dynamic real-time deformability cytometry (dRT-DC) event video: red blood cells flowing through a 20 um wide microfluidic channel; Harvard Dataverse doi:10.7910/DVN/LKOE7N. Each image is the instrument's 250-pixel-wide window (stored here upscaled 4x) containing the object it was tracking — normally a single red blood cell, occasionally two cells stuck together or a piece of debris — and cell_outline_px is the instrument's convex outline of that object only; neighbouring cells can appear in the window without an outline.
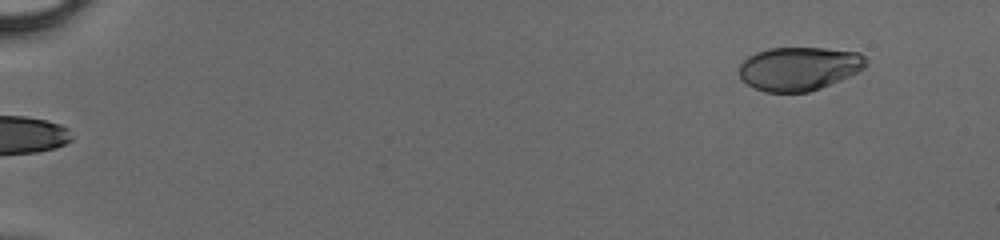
{"species": "human", "species_latin": "Homo sapiens", "temperature_condition": "cold", "stored_images_in_passage": 46, "camera_frame_rate_fps": 3000, "um_per_image_px": 0.085, "donor": {"sex": "male"}, "frame": {"image": 1, "passage_image": 1, "time_ms": 0.0, "image_size_px": [1000, 240], "cell_outline_px": [[868, 64], [864, 68], [840, 80], [820, 88], [808, 92], [764, 92], [748, 84], [740, 76], [740, 64], [748, 56], [756, 52], [768, 48], [824, 48], [860, 52], [868, 60]], "centroid_in_image_um": [67.94, 5.82], "position_along_channel_um": 17.1, "area_um2": 32.14}}
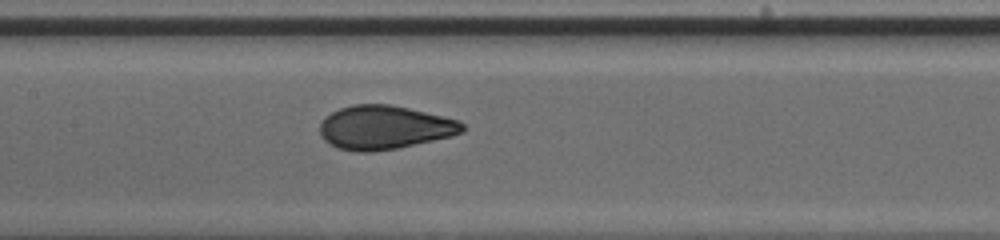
{"frame": {"image": 2, "passage_image": 23, "time_ms": 7.333, "image_size_px": [1000, 240], "cell_outline_px": [[464, 132], [452, 136], [396, 148], [372, 152], [352, 152], [340, 148], [324, 140], [320, 136], [320, 120], [324, 116], [340, 108], [352, 104], [388, 104], [408, 108], [460, 120], [464, 124]], "centroid_in_image_um": [32.66, 10.83], "position_along_channel_um": 174.7, "area_um2": 36.41}}
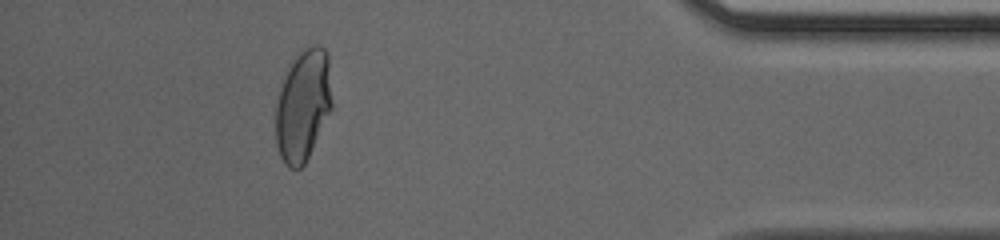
{"frame": {"image": 3, "passage_image": 42, "time_ms": 13.667, "image_size_px": [1000, 240], "cell_outline_px": [[332, 108], [304, 164], [300, 168], [288, 168], [280, 156], [276, 144], [276, 104], [280, 88], [288, 64], [292, 56], [300, 48], [312, 44], [316, 44], [324, 48], [328, 52], [332, 100]], "centroid_in_image_um": [25.75, 8.86], "position_along_channel_um": 409.4, "area_um2": 37.11}}